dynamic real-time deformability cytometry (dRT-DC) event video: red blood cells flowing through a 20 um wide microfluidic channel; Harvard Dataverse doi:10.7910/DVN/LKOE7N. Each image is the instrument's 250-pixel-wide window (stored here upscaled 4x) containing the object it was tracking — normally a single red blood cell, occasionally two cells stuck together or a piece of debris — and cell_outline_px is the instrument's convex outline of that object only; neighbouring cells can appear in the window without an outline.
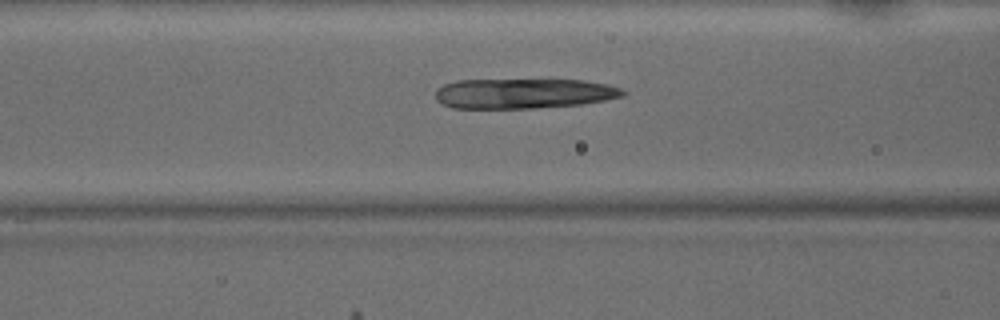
{"species": "common noctule bat (a hibernating species)", "species_latin": "Nyctalus noctula", "temperature_condition": "warm", "stored_images_in_passage": 35, "camera_frame_rate_fps": 3000, "um_per_image_px": 0.085, "animal": {"sex": "male", "body_mass_g": 15.6}, "frame": {"image": 1, "passage_image": 14, "time_ms": 4.333, "image_size_px": [1000, 320], "cell_outline_px": [[624, 96], [604, 100], [580, 104], [532, 108], [452, 108], [436, 100], [436, 88], [444, 84], [456, 80], [584, 80], [608, 84], [620, 88], [624, 92]], "centroid_in_image_um": [44.48, 7.94], "position_along_channel_um": 122.1, "area_um2": 32.71}}
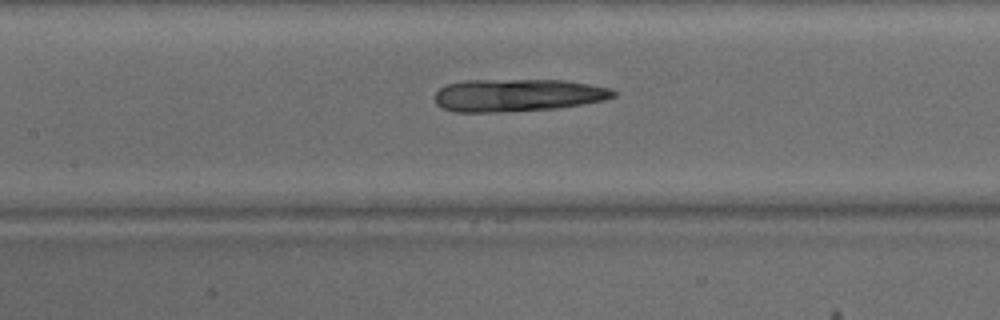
{"frame": {"image": 2, "passage_image": 17, "time_ms": 5.333, "image_size_px": [1000, 320], "cell_outline_px": [[616, 96], [604, 100], [584, 104], [560, 108], [496, 112], [456, 112], [440, 108], [436, 104], [436, 92], [440, 88], [448, 84], [464, 80], [564, 80], [612, 88], [616, 92]], "centroid_in_image_um": [44.01, 8.09], "position_along_channel_um": 163.4, "area_um2": 34.04}}
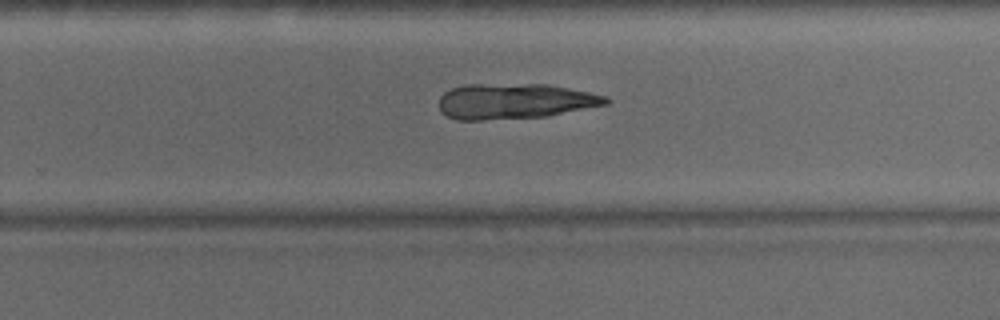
{"frame": {"image": 3, "passage_image": 26, "time_ms": 8.333, "image_size_px": [1000, 320], "cell_outline_px": [[612, 100], [608, 104], [548, 116], [484, 120], [456, 120], [440, 112], [440, 96], [444, 92], [452, 88], [464, 84], [544, 84], [568, 88], [608, 96]], "centroid_in_image_um": [43.75, 8.6], "position_along_channel_um": 286.1, "area_um2": 34.62}}